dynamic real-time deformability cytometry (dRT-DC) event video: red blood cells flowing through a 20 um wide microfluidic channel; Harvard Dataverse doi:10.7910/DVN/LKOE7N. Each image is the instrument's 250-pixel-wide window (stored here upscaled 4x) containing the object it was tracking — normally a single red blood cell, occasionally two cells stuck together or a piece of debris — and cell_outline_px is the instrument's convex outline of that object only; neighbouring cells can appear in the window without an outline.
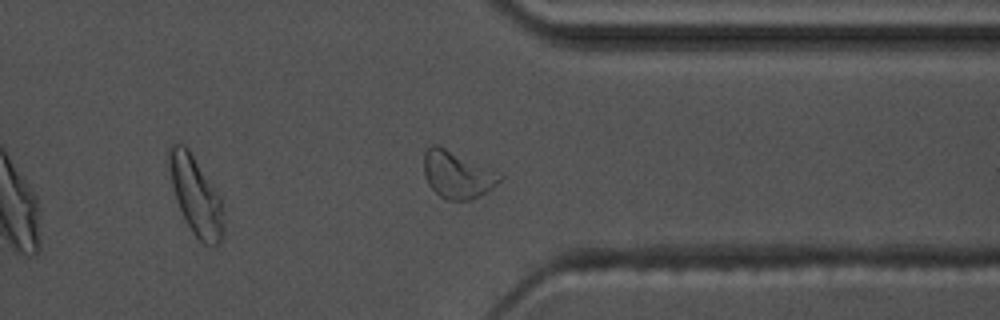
{"species": "common noctule bat (a hibernating species)", "species_latin": "Nyctalus noctula", "temperature_condition": "warm", "stored_images_in_passage": 43, "camera_frame_rate_fps": 3000, "um_per_image_px": 0.085, "animal": {"sex": "male", "body_mass_g": 17.5, "forearm_length_mm": 52.3}, "frame": {"image": 1, "passage_image": 31, "time_ms": 10.0, "image_size_px": [1000, 320], "cell_outline_px": [[504, 176], [492, 188], [472, 200], [448, 200], [440, 196], [428, 184], [424, 176], [424, 152], [432, 144], [436, 144]], "centroid_in_image_um": [38.82, 14.87], "position_along_channel_um": 372.6, "area_um2": 20.29}}
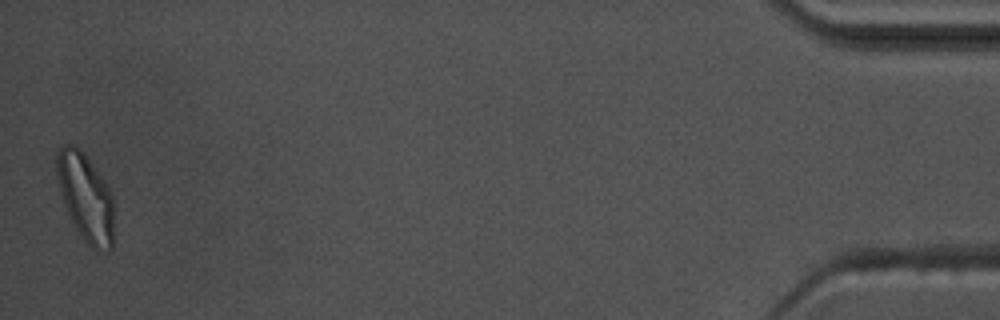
{"frame": {"image": 2, "passage_image": 43, "time_ms": 14.0, "image_size_px": [1000, 320], "cell_outline_px": [[112, 248], [108, 252], [96, 252], [80, 236], [64, 204], [60, 192], [56, 172], [56, 156], [60, 148], [68, 144], [72, 144], [88, 160], [100, 176], [108, 188], [112, 196]], "centroid_in_image_um": [7.26, 16.84], "position_along_channel_um": 427.9, "area_um2": 28.5}, "authors_computed_cell_mechanics": {"area_um2": 17.9758, "velocity_mm_per_s": 3.6324, "shape_relaxation_time_tau1_ms": 2.4603, "shape_relaxation_time_tau2_ms": 1.6746, "deformation_change_tau1": 0.165, "deformation_change_tau2": 0.0857}}